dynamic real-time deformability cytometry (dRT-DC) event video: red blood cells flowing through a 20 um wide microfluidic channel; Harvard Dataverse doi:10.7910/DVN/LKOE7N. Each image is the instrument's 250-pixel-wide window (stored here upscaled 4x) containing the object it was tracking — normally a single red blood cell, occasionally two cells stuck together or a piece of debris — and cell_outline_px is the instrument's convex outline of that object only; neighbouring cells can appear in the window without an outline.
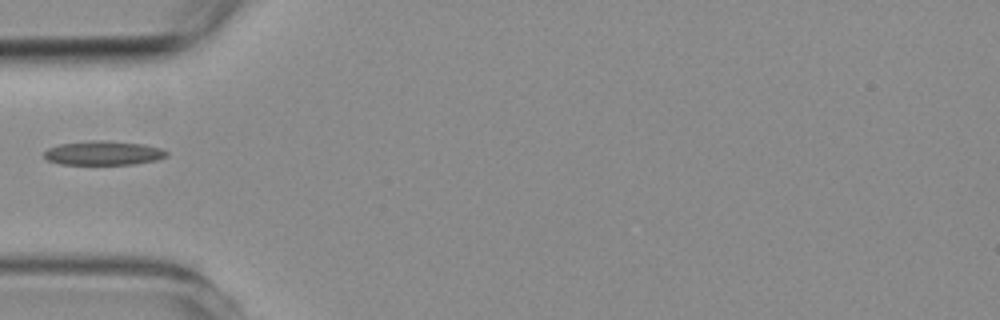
{"species": "common noctule bat (a hibernating species)", "species_latin": "Nyctalus noctula", "temperature_condition": "room temperature", "stored_images_in_passage": 4, "camera_frame_rate_fps": 3000, "um_per_image_px": 0.085, "animal": {"sex": "female", "body_mass_g": 19.3, "forearm_length_mm": 54.1}, "frame": {"image": 1, "passage_image": 4, "time_ms": 4.333, "image_size_px": [1000, 320], "cell_outline_px": [[168, 156], [156, 160], [132, 164], [60, 164], [48, 160], [44, 156], [44, 152], [48, 148], [60, 144], [92, 140], [100, 140], [144, 144], [160, 148], [168, 152]], "centroid_in_image_um": [8.79, 13.0], "position_along_channel_um": 76.2, "area_um2": 17.11}}